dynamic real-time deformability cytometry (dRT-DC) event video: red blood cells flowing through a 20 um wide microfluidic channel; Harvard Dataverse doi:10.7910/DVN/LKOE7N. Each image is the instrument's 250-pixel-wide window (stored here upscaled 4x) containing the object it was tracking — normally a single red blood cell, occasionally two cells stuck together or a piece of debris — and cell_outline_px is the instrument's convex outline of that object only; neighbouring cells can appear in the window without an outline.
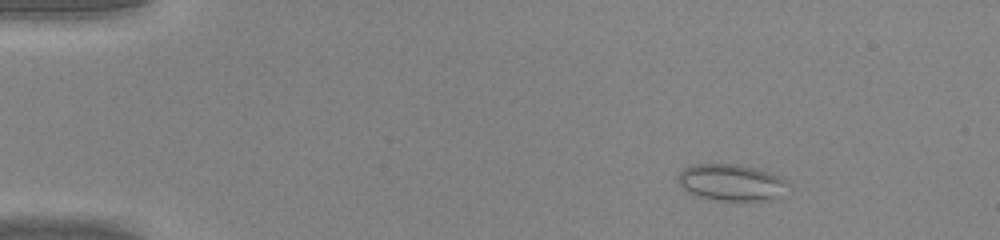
{"species": "common noctule bat (a hibernating species)", "species_latin": "Nyctalus noctula", "temperature_condition": "warm", "stored_images_in_passage": 42, "camera_frame_rate_fps": 3000, "um_per_image_px": 0.085, "animal": {"sex": "male", "body_mass_g": 20.0, "forearm_length_mm": 53.3}, "frame": {"image": 1, "passage_image": 3, "time_ms": 0.667, "image_size_px": [1000, 240], "cell_outline_px": [[784, 180], [772, 196], [768, 200], [724, 200], [700, 196], [688, 192], [680, 184], [680, 172], [684, 168], [696, 164], [736, 164], [768, 172]], "centroid_in_image_um": [61.99, 15.48], "position_along_channel_um": 23.0, "area_um2": 21.73}}
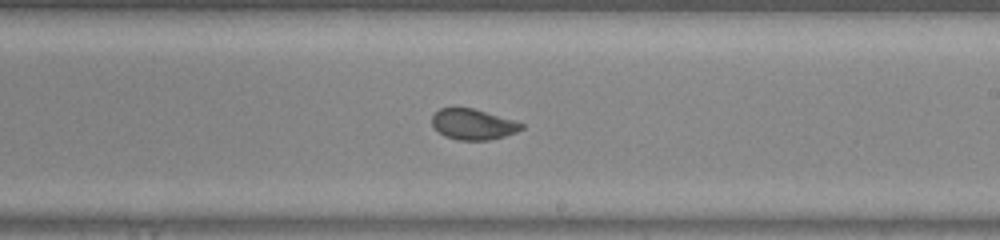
{"frame": {"image": 2, "passage_image": 24, "time_ms": 7.667, "image_size_px": [1000, 240], "cell_outline_px": [[524, 128], [516, 132], [504, 136], [488, 140], [460, 140], [444, 136], [432, 124], [432, 116], [440, 108], [472, 108], [512, 120], [524, 124]], "centroid_in_image_um": [40.2, 10.57], "position_along_channel_um": 248.8, "area_um2": 15.66}}
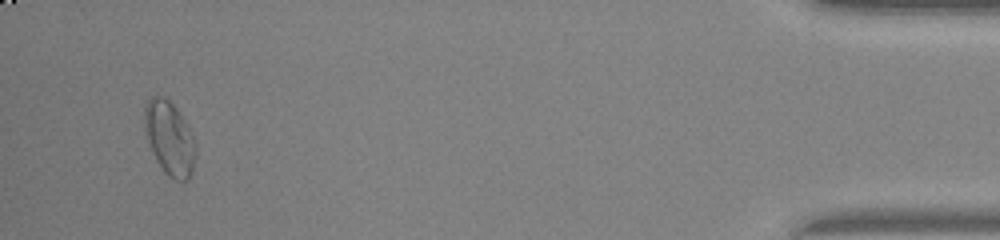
{"frame": {"image": 3, "passage_image": 40, "time_ms": 13.0, "image_size_px": [1000, 240], "cell_outline_px": [[196, 156], [192, 172], [188, 180], [176, 180], [168, 176], [164, 172], [156, 160], [148, 140], [144, 128], [144, 104], [152, 96], [164, 96], [172, 104], [184, 120], [196, 144]], "centroid_in_image_um": [14.4, 11.76], "position_along_channel_um": 420.8, "area_um2": 21.85}}